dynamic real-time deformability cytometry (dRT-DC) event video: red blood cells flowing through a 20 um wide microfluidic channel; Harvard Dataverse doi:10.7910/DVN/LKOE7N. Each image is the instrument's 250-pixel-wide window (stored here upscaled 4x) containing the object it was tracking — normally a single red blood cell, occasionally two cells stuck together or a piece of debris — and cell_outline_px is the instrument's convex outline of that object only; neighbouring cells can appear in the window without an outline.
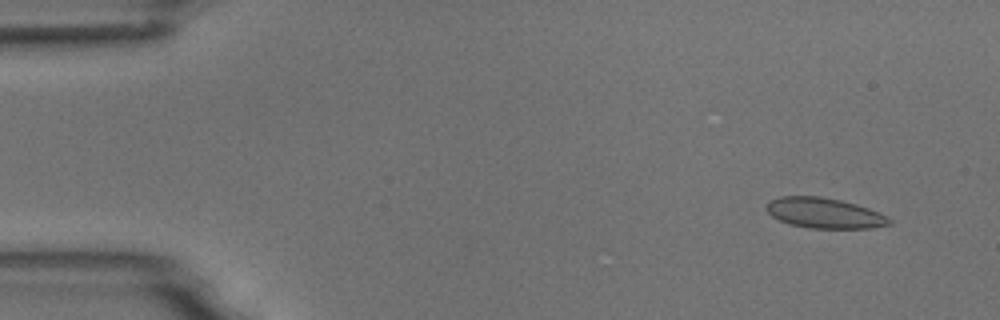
{"species": "common noctule bat (a hibernating species)", "species_latin": "Nyctalus noctula", "temperature_condition": "room temperature", "stored_images_in_passage": 15, "camera_frame_rate_fps": 3000, "um_per_image_px": 0.085, "animal": {"sex": "male", "body_mass_g": 18.8}, "frame": {"image": 1, "passage_image": 3, "time_ms": 0.667, "image_size_px": [1000, 320], "cell_outline_px": [[892, 224], [872, 228], [812, 228], [788, 224], [772, 216], [764, 208], [772, 200], [780, 196], [820, 196], [840, 200], [856, 204], [868, 208], [888, 216], [892, 220]], "centroid_in_image_um": [70.1, 18.11], "position_along_channel_um": 14.9, "area_um2": 21.73}}
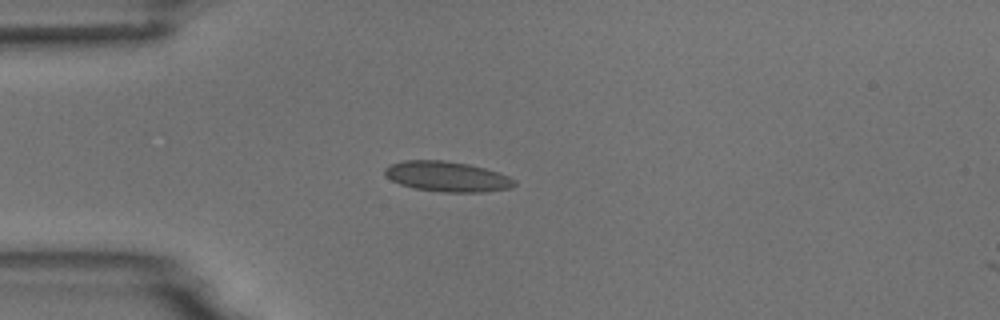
{"frame": {"image": 2, "passage_image": 13, "time_ms": 4.0, "image_size_px": [1000, 320], "cell_outline_px": [[516, 184], [508, 188], [484, 192], [440, 192], [416, 188], [400, 184], [392, 180], [384, 172], [384, 168], [392, 164], [404, 160], [444, 160], [468, 164], [484, 168], [508, 176], [516, 180]], "centroid_in_image_um": [38.0, 15.0], "position_along_channel_um": 47.0, "area_um2": 22.6}}